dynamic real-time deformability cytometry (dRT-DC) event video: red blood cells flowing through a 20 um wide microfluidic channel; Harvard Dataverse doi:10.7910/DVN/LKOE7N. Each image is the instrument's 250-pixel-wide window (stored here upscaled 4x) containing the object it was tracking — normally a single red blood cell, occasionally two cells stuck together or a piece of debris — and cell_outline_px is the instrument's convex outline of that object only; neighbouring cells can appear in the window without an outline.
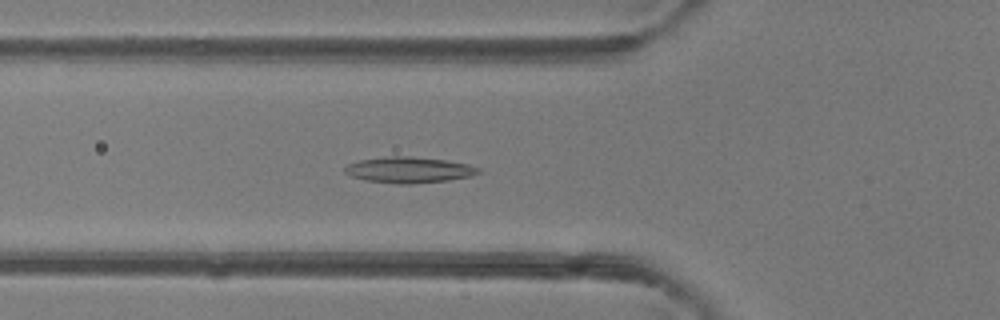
{"species": "common noctule bat (a hibernating species)", "species_latin": "Nyctalus noctula", "temperature_condition": "room temperature", "stored_images_in_passage": 39, "camera_frame_rate_fps": 3000, "um_per_image_px": 0.085, "animal": {"sex": "female"}, "frame": {"image": 1, "passage_image": 8, "time_ms": 2.333, "image_size_px": [1000, 320], "cell_outline_px": [[480, 172], [472, 176], [448, 180], [408, 184], [396, 184], [364, 180], [352, 176], [344, 172], [344, 168], [348, 164], [360, 160], [388, 156], [412, 156], [444, 160], [468, 164], [480, 168]], "centroid_in_image_um": [34.75, 14.44], "position_along_channel_um": 91.0, "area_um2": 20.17}}
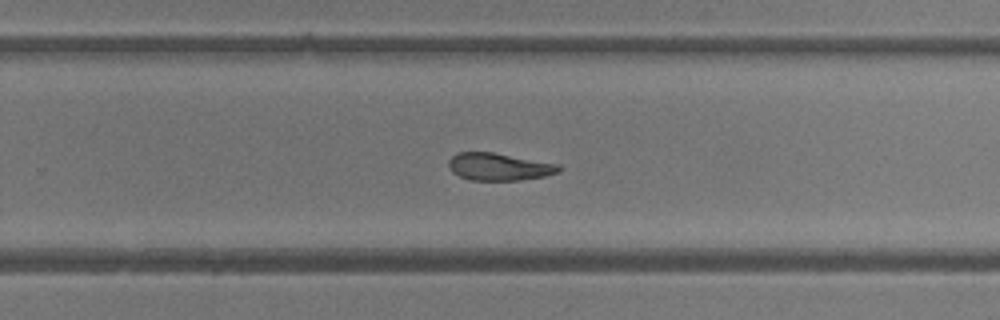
{"frame": {"image": 2, "passage_image": 22, "time_ms": 7.0, "image_size_px": [1000, 320], "cell_outline_px": [[560, 172], [544, 176], [520, 180], [468, 180], [452, 172], [448, 164], [448, 160], [456, 152], [492, 152], [560, 164]], "centroid_in_image_um": [42.4, 14.17], "position_along_channel_um": 287.4, "area_um2": 17.63}}
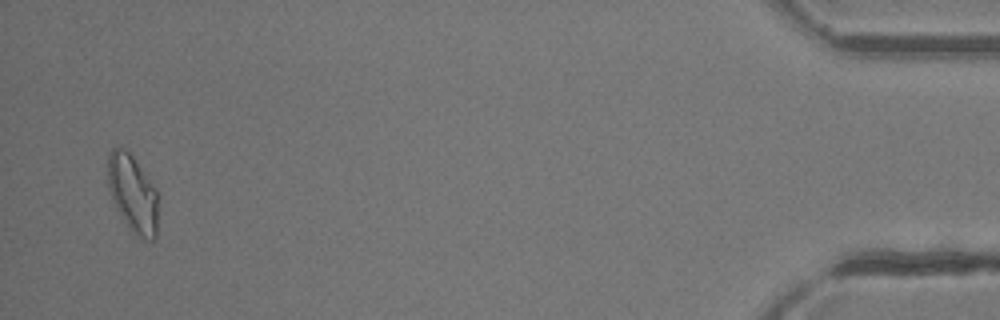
{"frame": {"image": 3, "passage_image": 38, "time_ms": 12.333, "image_size_px": [1000, 320], "cell_outline_px": [[156, 240], [144, 240], [136, 236], [128, 228], [116, 208], [112, 200], [108, 184], [108, 152], [112, 148], [120, 144], [132, 156], [156, 188]], "centroid_in_image_um": [11.25, 16.45], "position_along_channel_um": 423.9, "area_um2": 22.72}, "authors_computed_cell_mechanics": {"area_um2": 18.9006, "velocity_mm_per_s": 4.1958, "shape_relaxation_time_tau1_ms": null, "shape_relaxation_time_tau2_ms": 7.3288, "deformation_change_tau1": null, "deformation_change_tau2": 0.1347}}